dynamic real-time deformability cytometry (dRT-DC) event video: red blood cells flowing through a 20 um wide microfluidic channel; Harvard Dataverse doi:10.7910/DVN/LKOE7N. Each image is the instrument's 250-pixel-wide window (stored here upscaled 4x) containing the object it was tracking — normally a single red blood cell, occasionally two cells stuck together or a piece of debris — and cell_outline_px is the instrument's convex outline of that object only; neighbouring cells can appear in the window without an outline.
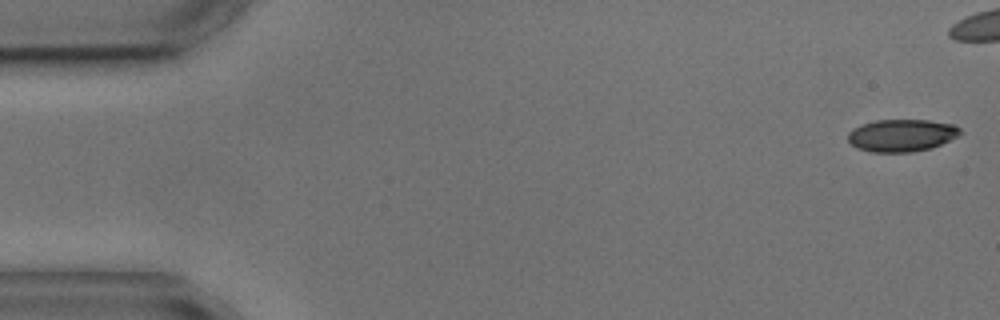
{"species": "common noctule bat (a hibernating species)", "species_latin": "Nyctalus noctula", "temperature_condition": "cold", "stored_images_in_passage": 6, "camera_frame_rate_fps": 3000, "um_per_image_px": 0.085, "animal": {"sex": "male", "body_mass_g": 17.9, "forearm_length_mm": 54.2}, "frame": {"image": 1, "passage_image": 1, "time_ms": 0.0, "image_size_px": [1000, 320], "cell_outline_px": [[964, 132], [932, 148], [912, 152], [872, 152], [856, 148], [848, 140], [848, 132], [852, 128], [860, 124], [876, 120], [928, 120], [952, 124], [960, 128]], "centroid_in_image_um": [76.61, 11.5], "position_along_channel_um": 8.4, "area_um2": 21.21}}